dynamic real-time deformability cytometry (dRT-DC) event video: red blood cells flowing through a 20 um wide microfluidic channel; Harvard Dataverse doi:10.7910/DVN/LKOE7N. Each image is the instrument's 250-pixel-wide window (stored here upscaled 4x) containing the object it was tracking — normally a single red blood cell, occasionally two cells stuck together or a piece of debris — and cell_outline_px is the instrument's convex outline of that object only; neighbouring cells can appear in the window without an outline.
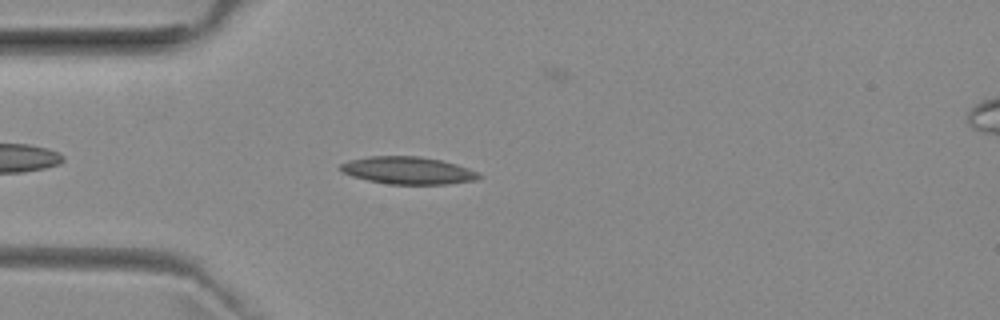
{"species": "common noctule bat (a hibernating species)", "species_latin": "Nyctalus noctula", "temperature_condition": "room temperature", "stored_images_in_passage": 43, "camera_frame_rate_fps": 3000, "um_per_image_px": 0.085, "animal": {"sex": "female", "body_mass_g": 29.2, "forearm_length_mm": 56.3}, "frame": {"image": 1, "passage_image": 5, "time_ms": 1.333, "image_size_px": [1000, 320], "cell_outline_px": [[480, 176], [476, 180], [448, 184], [388, 184], [368, 180], [352, 176], [344, 172], [340, 168], [340, 164], [348, 160], [368, 156], [420, 156], [440, 160], [456, 164], [468, 168], [476, 172]], "centroid_in_image_um": [34.65, 14.48], "position_along_channel_um": 50.3, "area_um2": 21.96}}
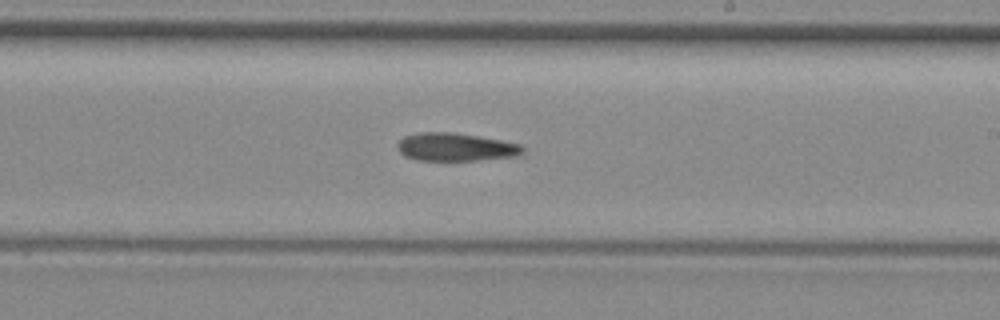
{"frame": {"image": 2, "passage_image": 21, "time_ms": 6.667, "image_size_px": [1000, 320], "cell_outline_px": [[524, 152], [520, 156], [476, 160], [420, 160], [408, 156], [400, 152], [396, 144], [404, 136], [420, 132], [452, 132], [500, 140], [520, 144], [524, 148]], "centroid_in_image_um": [38.76, 12.49], "position_along_channel_um": 250.2, "area_um2": 20.29}}
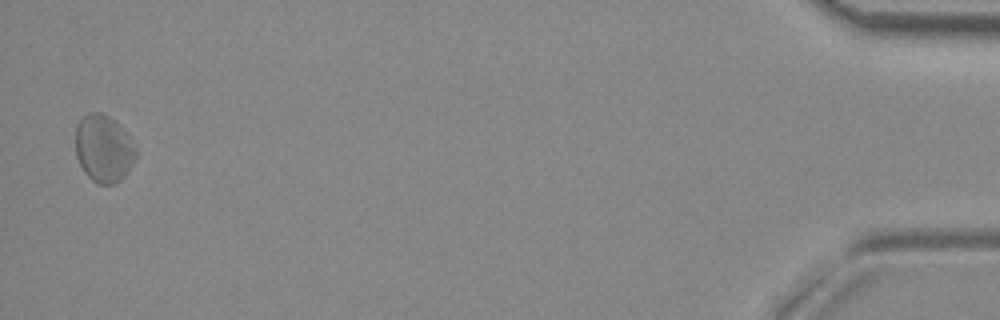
{"frame": {"image": 3, "passage_image": 42, "time_ms": 13.667, "image_size_px": [1000, 320], "cell_outline_px": [[136, 156], [132, 164], [124, 176], [120, 180], [112, 184], [96, 184], [84, 172], [76, 156], [76, 124], [84, 116], [92, 112], [100, 112], [108, 116], [124, 132], [136, 148]], "centroid_in_image_um": [8.78, 12.65], "position_along_channel_um": 426.4, "area_um2": 23.24}}